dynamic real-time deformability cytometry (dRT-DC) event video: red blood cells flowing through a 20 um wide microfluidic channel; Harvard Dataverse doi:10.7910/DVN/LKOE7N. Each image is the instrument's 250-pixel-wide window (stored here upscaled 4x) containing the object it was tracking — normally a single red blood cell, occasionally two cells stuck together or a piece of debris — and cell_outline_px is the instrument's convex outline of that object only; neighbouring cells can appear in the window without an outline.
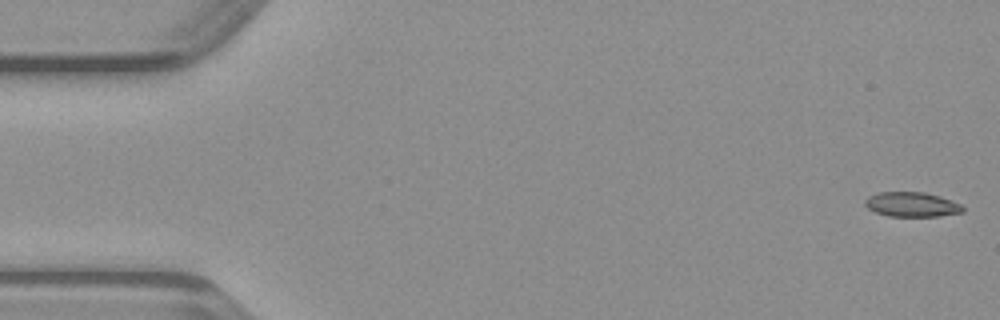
{"species": "common noctule bat (a hibernating species)", "species_latin": "Nyctalus noctula", "temperature_condition": "warm", "stored_images_in_passage": 48, "camera_frame_rate_fps": 3000, "um_per_image_px": 0.085, "animal": {"sex": "male", "body_mass_g": 23.1, "forearm_length_mm": 52.7}, "frame": {"image": 1, "passage_image": 1, "time_ms": 0.0, "image_size_px": [1000, 320], "cell_outline_px": [[964, 212], [940, 216], [888, 216], [876, 212], [868, 208], [864, 204], [864, 200], [868, 196], [880, 192], [924, 192], [940, 196], [960, 204], [964, 208]], "centroid_in_image_um": [77.5, 17.38], "position_along_channel_um": 7.5, "area_um2": 14.05}}
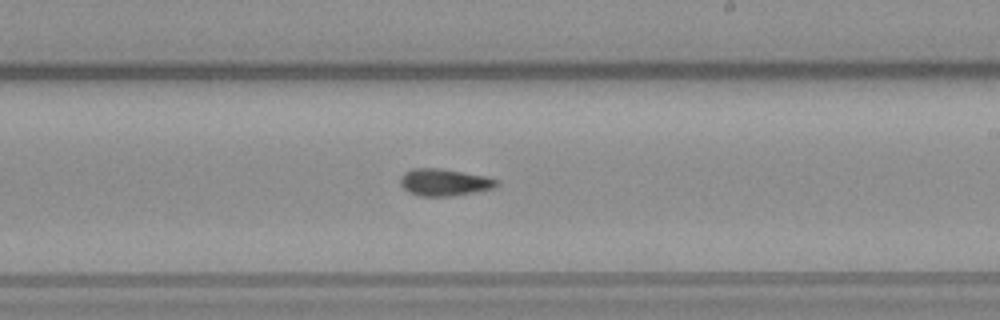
{"frame": {"image": 2, "passage_image": 28, "time_ms": 9.0, "image_size_px": [1000, 320], "cell_outline_px": [[500, 180], [492, 188], [452, 196], [420, 196], [408, 192], [400, 184], [400, 176], [404, 172], [412, 168], [440, 168], [484, 176]], "centroid_in_image_um": [37.7, 15.49], "position_along_channel_um": 251.3, "area_um2": 15.03}}
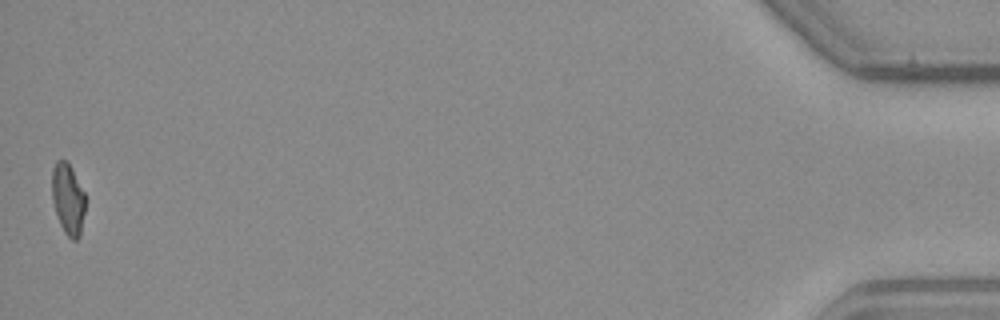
{"frame": {"image": 3, "passage_image": 48, "time_ms": 15.667, "image_size_px": [1000, 320], "cell_outline_px": [[84, 212], [80, 236], [76, 240], [72, 240], [64, 232], [60, 224], [52, 200], [52, 168], [56, 160], [68, 160], [84, 192]], "centroid_in_image_um": [5.76, 16.88], "position_along_channel_um": 429.4, "area_um2": 13.81}}